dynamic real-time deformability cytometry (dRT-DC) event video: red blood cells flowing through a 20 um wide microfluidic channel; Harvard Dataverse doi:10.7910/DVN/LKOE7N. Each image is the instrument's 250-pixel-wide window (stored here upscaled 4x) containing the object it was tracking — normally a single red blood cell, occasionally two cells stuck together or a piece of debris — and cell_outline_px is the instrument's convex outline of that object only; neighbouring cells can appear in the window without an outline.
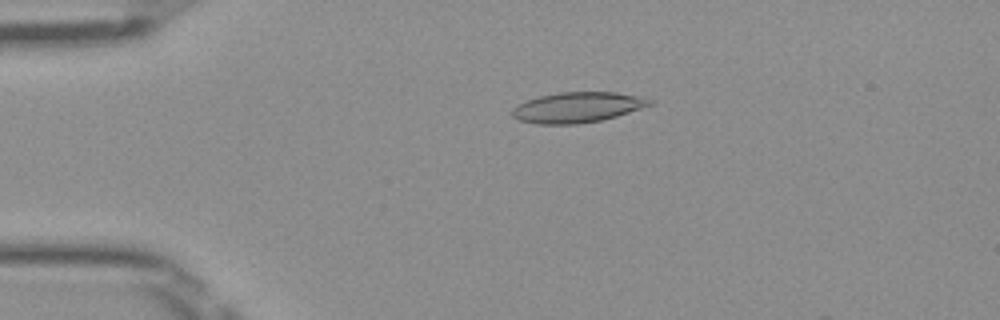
{"species": "Egyptian fruit bat (a non-hibernating species)", "species_latin": "Rousettus aegyptiacus", "temperature_condition": "room temperature", "stored_images_in_passage": 14, "camera_frame_rate_fps": 3000, "um_per_image_px": 0.085, "frame": {"image": 1, "passage_image": 11, "time_ms": 3.333, "image_size_px": [1000, 320], "cell_outline_px": [[656, 100], [652, 104], [604, 120], [576, 124], [536, 124], [520, 120], [512, 116], [512, 108], [516, 104], [540, 96], [560, 92], [616, 92], [640, 96]], "centroid_in_image_um": [49.09, 9.12], "position_along_channel_um": 35.9, "area_um2": 24.39}}